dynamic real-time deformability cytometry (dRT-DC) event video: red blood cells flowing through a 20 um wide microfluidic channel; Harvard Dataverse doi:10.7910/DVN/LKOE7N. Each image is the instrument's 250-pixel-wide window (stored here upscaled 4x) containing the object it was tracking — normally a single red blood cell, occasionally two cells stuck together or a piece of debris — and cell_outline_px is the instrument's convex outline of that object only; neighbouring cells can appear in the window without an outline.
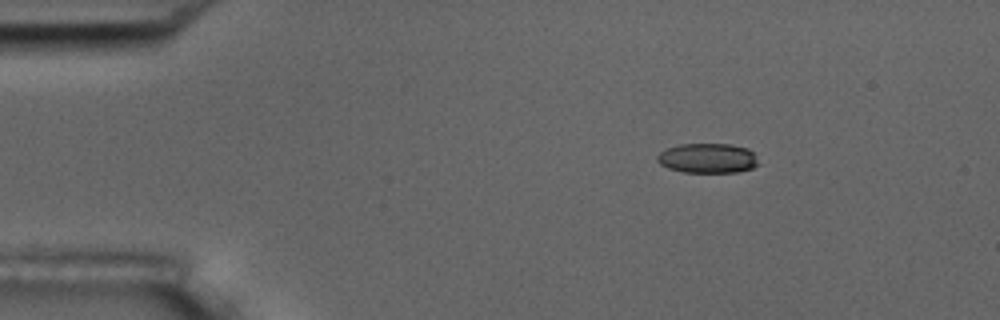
{"species": "common noctule bat (a hibernating species)", "species_latin": "Nyctalus noctula", "temperature_condition": "room temperature", "stored_images_in_passage": 6, "segment_of_instrument_passage": [2, 2], "camera_frame_rate_fps": 3000, "um_per_image_px": 0.085, "animal": {"sex": "male", "body_mass_g": 17.5, "forearm_length_mm": 52.3}, "frame": {"image": 1, "passage_image": 6, "time_ms": 1.667, "image_size_px": [1000, 320], "cell_outline_px": [[760, 164], [752, 168], [736, 172], [684, 172], [668, 168], [660, 164], [656, 160], [656, 156], [664, 148], [680, 144], [732, 144], [748, 148], [752, 152]], "centroid_in_image_um": [60.13, 13.44], "position_along_channel_um": 24.9, "area_um2": 17.69}}